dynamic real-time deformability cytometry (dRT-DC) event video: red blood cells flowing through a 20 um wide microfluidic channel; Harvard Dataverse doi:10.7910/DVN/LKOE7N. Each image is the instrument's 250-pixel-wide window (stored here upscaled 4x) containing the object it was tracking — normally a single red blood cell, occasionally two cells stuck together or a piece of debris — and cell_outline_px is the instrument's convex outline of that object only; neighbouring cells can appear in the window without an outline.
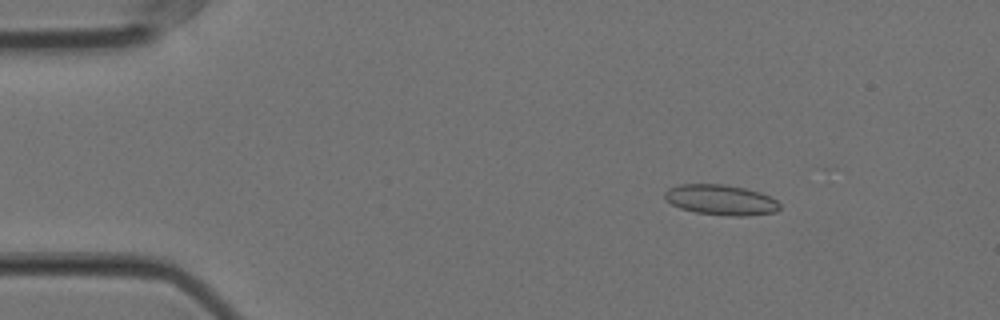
{"species": "Egyptian fruit bat (a non-hibernating species)", "species_latin": "Rousettus aegyptiacus", "temperature_condition": "cold", "stored_images_in_passage": 52, "camera_frame_rate_fps": 3000, "um_per_image_px": 0.085, "animal": {"sex": "female"}, "frame": {"image": 1, "passage_image": 3, "time_ms": 0.667, "image_size_px": [1000, 320], "cell_outline_px": [[780, 208], [776, 212], [748, 216], [728, 216], [696, 212], [680, 208], [672, 204], [664, 196], [664, 192], [668, 188], [680, 184], [724, 184], [744, 188], [760, 192], [776, 200], [780, 204]], "centroid_in_image_um": [61.28, 16.99], "position_along_channel_um": 23.7, "area_um2": 20.35}}
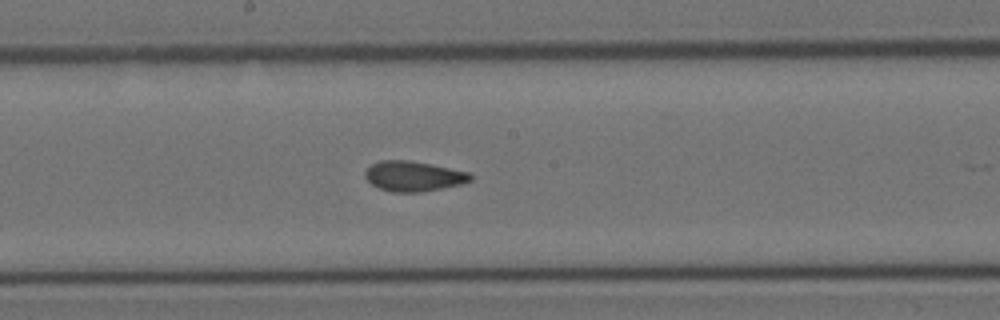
{"frame": {"image": 2, "passage_image": 25, "time_ms": 8.0, "image_size_px": [1000, 320], "cell_outline_px": [[472, 180], [460, 184], [420, 192], [392, 192], [380, 188], [372, 184], [364, 176], [364, 172], [372, 164], [380, 160], [408, 160], [432, 164], [468, 172], [472, 176]], "centroid_in_image_um": [35.13, 14.97], "position_along_channel_um": 213.1, "area_um2": 18.32}}
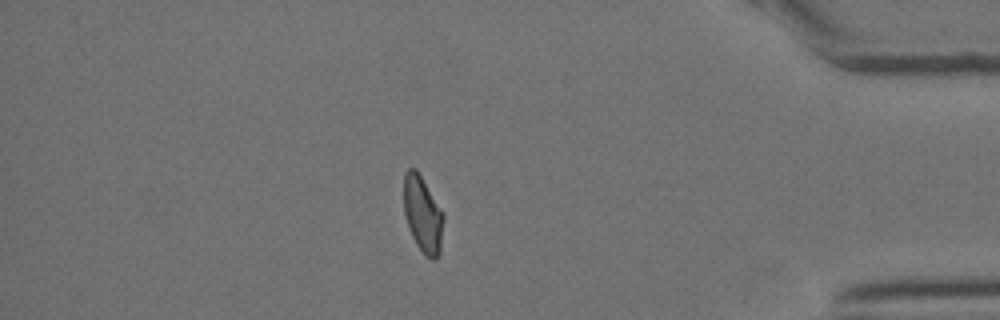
{"frame": {"image": 3, "passage_image": 44, "time_ms": 14.333, "image_size_px": [1000, 320], "cell_outline_px": [[444, 220], [440, 252], [436, 260], [432, 260], [424, 256], [416, 244], [408, 228], [404, 212], [404, 172], [408, 168], [416, 168], [444, 212]], "centroid_in_image_um": [35.94, 18.24], "position_along_channel_um": 399.3, "area_um2": 18.03}, "authors_computed_cell_mechanics": {"area_um2": 18.4382, "velocity_mm_per_s": 3.5401, "shape_relaxation_time_tau1_ms": null, "shape_relaxation_time_tau2_ms": 1.92, "deformation_change_tau1": null, "deformation_change_tau2": 0.049}}